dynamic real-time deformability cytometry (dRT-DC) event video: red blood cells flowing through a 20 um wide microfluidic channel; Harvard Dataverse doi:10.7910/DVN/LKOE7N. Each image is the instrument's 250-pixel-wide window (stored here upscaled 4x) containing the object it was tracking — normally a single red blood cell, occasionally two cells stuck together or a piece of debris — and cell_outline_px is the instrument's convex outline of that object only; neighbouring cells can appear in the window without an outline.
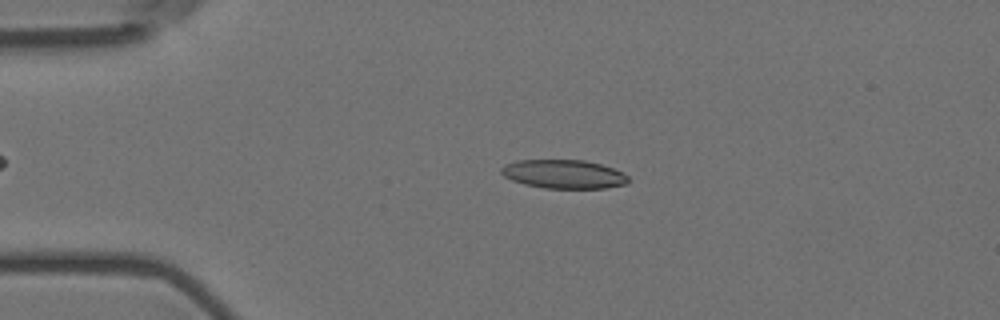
{"species": "Egyptian fruit bat (a non-hibernating species)", "species_latin": "Rousettus aegyptiacus", "temperature_condition": "room temperature", "stored_images_in_passage": 50, "camera_frame_rate_fps": 3000, "um_per_image_px": 0.085, "animal": {"sex": "female"}, "frame": {"image": 1, "passage_image": 12, "time_ms": 3.667, "image_size_px": [1000, 320], "cell_outline_px": [[628, 184], [604, 188], [544, 188], [524, 184], [512, 180], [504, 176], [500, 172], [500, 168], [504, 164], [516, 160], [584, 160], [600, 164], [612, 168], [628, 176]], "centroid_in_image_um": [47.88, 14.8], "position_along_channel_um": 37.1, "area_um2": 21.27}}
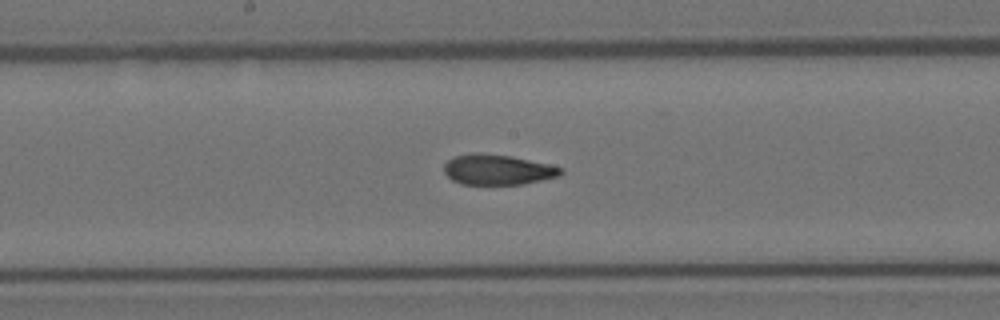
{"frame": {"image": 2, "passage_image": 29, "time_ms": 9.333, "image_size_px": [1000, 320], "cell_outline_px": [[564, 172], [560, 176], [524, 184], [460, 184], [452, 180], [444, 172], [444, 164], [448, 160], [456, 156], [472, 152], [480, 152], [512, 156], [548, 164], [564, 168]], "centroid_in_image_um": [42.31, 14.41], "position_along_channel_um": 205.9, "area_um2": 20.81}}
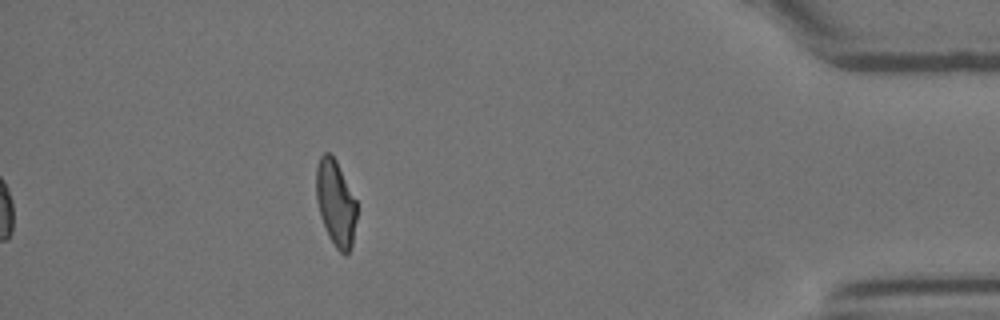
{"frame": {"image": 3, "passage_image": 50, "time_ms": 16.333, "image_size_px": [1000, 320], "cell_outline_px": [[356, 220], [352, 244], [348, 256], [344, 256], [336, 248], [328, 236], [320, 216], [316, 200], [316, 164], [320, 156], [324, 152], [332, 152], [356, 200]], "centroid_in_image_um": [28.52, 17.25], "position_along_channel_um": 406.7, "area_um2": 20.58}, "authors_computed_cell_mechanics": {"area_um2": 21.2704, "velocity_mm_per_s": 3.5869, "shape_relaxation_time_tau1_ms": null, "shape_relaxation_time_tau2_ms": 1.8374, "deformation_change_tau1": null, "deformation_change_tau2": 0.0778}}